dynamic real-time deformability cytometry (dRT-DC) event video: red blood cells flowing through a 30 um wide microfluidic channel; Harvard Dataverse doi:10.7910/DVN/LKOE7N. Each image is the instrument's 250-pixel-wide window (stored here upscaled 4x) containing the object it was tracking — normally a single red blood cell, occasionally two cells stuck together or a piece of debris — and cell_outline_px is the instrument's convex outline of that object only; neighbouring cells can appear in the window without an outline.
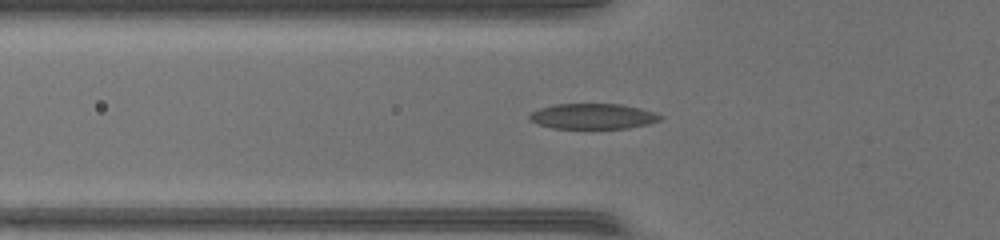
{"species": "common noctule bat (a hibernating species)", "species_latin": "Nyctalus noctula", "temperature_condition": "warm", "stored_images_in_passage": 43, "segment_of_instrument_passage": [1, 2], "camera_frame_rate_fps": 3000, "um_per_image_px": 0.085, "animal": {"sex": "female", "body_mass_g": 17.0, "forearm_length_mm": 48.0}, "frame": {"image": 1, "passage_image": 15, "time_ms": 4.667, "image_size_px": [1000, 240], "cell_outline_px": [[664, 116], [660, 120], [648, 124], [628, 128], [552, 128], [536, 124], [528, 120], [528, 112], [552, 104], [620, 104], [640, 108], [656, 112]], "centroid_in_image_um": [50.35, 9.88], "position_along_channel_um": 75.4, "area_um2": 19.65}}
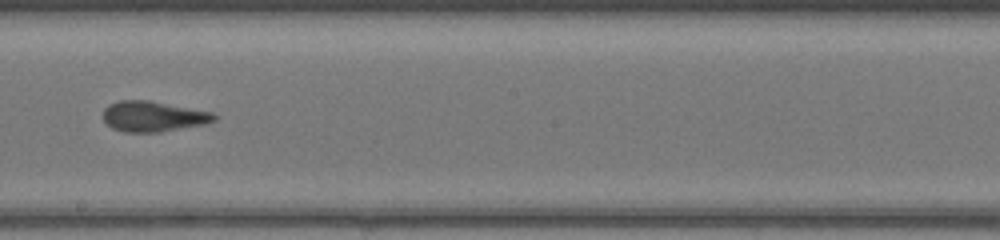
{"frame": {"image": 2, "passage_image": 26, "time_ms": 8.333, "image_size_px": [1000, 240], "cell_outline_px": [[216, 120], [204, 124], [160, 132], [124, 132], [112, 128], [104, 120], [104, 108], [108, 104], [120, 100], [148, 100], [212, 112], [216, 116]], "centroid_in_image_um": [13.0, 9.89], "position_along_channel_um": 235.2, "area_um2": 19.59}}
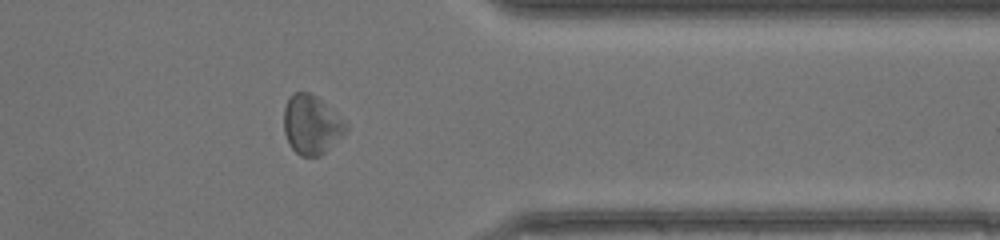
{"frame": {"image": 3, "passage_image": 37, "time_ms": 12.0, "image_size_px": [1000, 240], "cell_outline_px": [[348, 128], [344, 136], [320, 156], [300, 156], [292, 148], [284, 132], [284, 108], [292, 92], [308, 92], [316, 96], [344, 120], [348, 124]], "centroid_in_image_um": [26.49, 10.61], "position_along_channel_um": 384.9, "area_um2": 21.33}}